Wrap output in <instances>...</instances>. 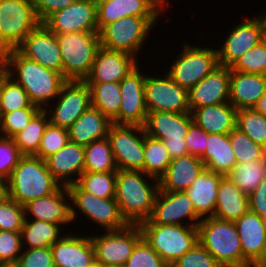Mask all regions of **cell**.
<instances>
[{
  "mask_svg": "<svg viewBox=\"0 0 266 267\" xmlns=\"http://www.w3.org/2000/svg\"><path fill=\"white\" fill-rule=\"evenodd\" d=\"M234 223L243 250V267L252 263L264 264L266 251L265 219L249 210Z\"/></svg>",
  "mask_w": 266,
  "mask_h": 267,
  "instance_id": "obj_23",
  "label": "cell"
},
{
  "mask_svg": "<svg viewBox=\"0 0 266 267\" xmlns=\"http://www.w3.org/2000/svg\"><path fill=\"white\" fill-rule=\"evenodd\" d=\"M193 122L191 112H148L144 129L148 136L162 140L174 159L188 154L184 138Z\"/></svg>",
  "mask_w": 266,
  "mask_h": 267,
  "instance_id": "obj_11",
  "label": "cell"
},
{
  "mask_svg": "<svg viewBox=\"0 0 266 267\" xmlns=\"http://www.w3.org/2000/svg\"><path fill=\"white\" fill-rule=\"evenodd\" d=\"M237 109L230 103L207 105L192 112L193 121L207 133L229 134L236 127Z\"/></svg>",
  "mask_w": 266,
  "mask_h": 267,
  "instance_id": "obj_32",
  "label": "cell"
},
{
  "mask_svg": "<svg viewBox=\"0 0 266 267\" xmlns=\"http://www.w3.org/2000/svg\"><path fill=\"white\" fill-rule=\"evenodd\" d=\"M205 154L200 158L205 169L227 176L237 164L229 134H208Z\"/></svg>",
  "mask_w": 266,
  "mask_h": 267,
  "instance_id": "obj_34",
  "label": "cell"
},
{
  "mask_svg": "<svg viewBox=\"0 0 266 267\" xmlns=\"http://www.w3.org/2000/svg\"><path fill=\"white\" fill-rule=\"evenodd\" d=\"M13 267H55L51 247L23 248Z\"/></svg>",
  "mask_w": 266,
  "mask_h": 267,
  "instance_id": "obj_53",
  "label": "cell"
},
{
  "mask_svg": "<svg viewBox=\"0 0 266 267\" xmlns=\"http://www.w3.org/2000/svg\"><path fill=\"white\" fill-rule=\"evenodd\" d=\"M139 64L133 55L99 47L86 83L120 82Z\"/></svg>",
  "mask_w": 266,
  "mask_h": 267,
  "instance_id": "obj_22",
  "label": "cell"
},
{
  "mask_svg": "<svg viewBox=\"0 0 266 267\" xmlns=\"http://www.w3.org/2000/svg\"><path fill=\"white\" fill-rule=\"evenodd\" d=\"M4 53V51L0 48V56Z\"/></svg>",
  "mask_w": 266,
  "mask_h": 267,
  "instance_id": "obj_66",
  "label": "cell"
},
{
  "mask_svg": "<svg viewBox=\"0 0 266 267\" xmlns=\"http://www.w3.org/2000/svg\"><path fill=\"white\" fill-rule=\"evenodd\" d=\"M266 92V75L230 71L229 102L237 109L253 108Z\"/></svg>",
  "mask_w": 266,
  "mask_h": 267,
  "instance_id": "obj_29",
  "label": "cell"
},
{
  "mask_svg": "<svg viewBox=\"0 0 266 267\" xmlns=\"http://www.w3.org/2000/svg\"><path fill=\"white\" fill-rule=\"evenodd\" d=\"M22 108H39L33 105L23 87L9 75L4 80L0 90L1 114Z\"/></svg>",
  "mask_w": 266,
  "mask_h": 267,
  "instance_id": "obj_43",
  "label": "cell"
},
{
  "mask_svg": "<svg viewBox=\"0 0 266 267\" xmlns=\"http://www.w3.org/2000/svg\"><path fill=\"white\" fill-rule=\"evenodd\" d=\"M138 64L120 82L121 106L112 123L144 127L148 110L145 103L146 74Z\"/></svg>",
  "mask_w": 266,
  "mask_h": 267,
  "instance_id": "obj_15",
  "label": "cell"
},
{
  "mask_svg": "<svg viewBox=\"0 0 266 267\" xmlns=\"http://www.w3.org/2000/svg\"><path fill=\"white\" fill-rule=\"evenodd\" d=\"M45 163L61 186L76 184L84 172V146L69 140L60 150L47 157Z\"/></svg>",
  "mask_w": 266,
  "mask_h": 267,
  "instance_id": "obj_27",
  "label": "cell"
},
{
  "mask_svg": "<svg viewBox=\"0 0 266 267\" xmlns=\"http://www.w3.org/2000/svg\"><path fill=\"white\" fill-rule=\"evenodd\" d=\"M107 267H126L125 264H115V265H110Z\"/></svg>",
  "mask_w": 266,
  "mask_h": 267,
  "instance_id": "obj_62",
  "label": "cell"
},
{
  "mask_svg": "<svg viewBox=\"0 0 266 267\" xmlns=\"http://www.w3.org/2000/svg\"><path fill=\"white\" fill-rule=\"evenodd\" d=\"M248 197L249 210L262 218H266V178Z\"/></svg>",
  "mask_w": 266,
  "mask_h": 267,
  "instance_id": "obj_56",
  "label": "cell"
},
{
  "mask_svg": "<svg viewBox=\"0 0 266 267\" xmlns=\"http://www.w3.org/2000/svg\"><path fill=\"white\" fill-rule=\"evenodd\" d=\"M43 24L55 34L99 32L96 0H75L51 14Z\"/></svg>",
  "mask_w": 266,
  "mask_h": 267,
  "instance_id": "obj_18",
  "label": "cell"
},
{
  "mask_svg": "<svg viewBox=\"0 0 266 267\" xmlns=\"http://www.w3.org/2000/svg\"><path fill=\"white\" fill-rule=\"evenodd\" d=\"M68 141V129L52 125L49 122L41 138L38 153L35 156L45 160L60 150Z\"/></svg>",
  "mask_w": 266,
  "mask_h": 267,
  "instance_id": "obj_48",
  "label": "cell"
},
{
  "mask_svg": "<svg viewBox=\"0 0 266 267\" xmlns=\"http://www.w3.org/2000/svg\"><path fill=\"white\" fill-rule=\"evenodd\" d=\"M197 228L199 243L222 267H243V250L234 222L205 217Z\"/></svg>",
  "mask_w": 266,
  "mask_h": 267,
  "instance_id": "obj_4",
  "label": "cell"
},
{
  "mask_svg": "<svg viewBox=\"0 0 266 267\" xmlns=\"http://www.w3.org/2000/svg\"><path fill=\"white\" fill-rule=\"evenodd\" d=\"M223 175L204 169L185 191L201 217L214 216L218 186Z\"/></svg>",
  "mask_w": 266,
  "mask_h": 267,
  "instance_id": "obj_31",
  "label": "cell"
},
{
  "mask_svg": "<svg viewBox=\"0 0 266 267\" xmlns=\"http://www.w3.org/2000/svg\"><path fill=\"white\" fill-rule=\"evenodd\" d=\"M9 75L7 61L4 53L0 56V90L6 77Z\"/></svg>",
  "mask_w": 266,
  "mask_h": 267,
  "instance_id": "obj_57",
  "label": "cell"
},
{
  "mask_svg": "<svg viewBox=\"0 0 266 267\" xmlns=\"http://www.w3.org/2000/svg\"><path fill=\"white\" fill-rule=\"evenodd\" d=\"M208 134L193 122L184 138L188 154L201 158L206 152Z\"/></svg>",
  "mask_w": 266,
  "mask_h": 267,
  "instance_id": "obj_54",
  "label": "cell"
},
{
  "mask_svg": "<svg viewBox=\"0 0 266 267\" xmlns=\"http://www.w3.org/2000/svg\"><path fill=\"white\" fill-rule=\"evenodd\" d=\"M22 249L21 232L0 230V267L14 266Z\"/></svg>",
  "mask_w": 266,
  "mask_h": 267,
  "instance_id": "obj_49",
  "label": "cell"
},
{
  "mask_svg": "<svg viewBox=\"0 0 266 267\" xmlns=\"http://www.w3.org/2000/svg\"><path fill=\"white\" fill-rule=\"evenodd\" d=\"M36 14L43 23L51 14L64 9L75 0H31Z\"/></svg>",
  "mask_w": 266,
  "mask_h": 267,
  "instance_id": "obj_55",
  "label": "cell"
},
{
  "mask_svg": "<svg viewBox=\"0 0 266 267\" xmlns=\"http://www.w3.org/2000/svg\"><path fill=\"white\" fill-rule=\"evenodd\" d=\"M55 267H88L95 262V251L90 235L64 236L51 246Z\"/></svg>",
  "mask_w": 266,
  "mask_h": 267,
  "instance_id": "obj_26",
  "label": "cell"
},
{
  "mask_svg": "<svg viewBox=\"0 0 266 267\" xmlns=\"http://www.w3.org/2000/svg\"><path fill=\"white\" fill-rule=\"evenodd\" d=\"M249 211V197L244 194L227 176L218 186L215 218L235 222Z\"/></svg>",
  "mask_w": 266,
  "mask_h": 267,
  "instance_id": "obj_33",
  "label": "cell"
},
{
  "mask_svg": "<svg viewBox=\"0 0 266 267\" xmlns=\"http://www.w3.org/2000/svg\"><path fill=\"white\" fill-rule=\"evenodd\" d=\"M264 43H265V45H266V36L264 35V37H263V40H262Z\"/></svg>",
  "mask_w": 266,
  "mask_h": 267,
  "instance_id": "obj_64",
  "label": "cell"
},
{
  "mask_svg": "<svg viewBox=\"0 0 266 267\" xmlns=\"http://www.w3.org/2000/svg\"><path fill=\"white\" fill-rule=\"evenodd\" d=\"M24 214L25 219L42 220L63 227L73 224L68 188L61 186L53 194L30 201L24 205Z\"/></svg>",
  "mask_w": 266,
  "mask_h": 267,
  "instance_id": "obj_25",
  "label": "cell"
},
{
  "mask_svg": "<svg viewBox=\"0 0 266 267\" xmlns=\"http://www.w3.org/2000/svg\"><path fill=\"white\" fill-rule=\"evenodd\" d=\"M126 267H169L159 254L142 238L125 263Z\"/></svg>",
  "mask_w": 266,
  "mask_h": 267,
  "instance_id": "obj_50",
  "label": "cell"
},
{
  "mask_svg": "<svg viewBox=\"0 0 266 267\" xmlns=\"http://www.w3.org/2000/svg\"><path fill=\"white\" fill-rule=\"evenodd\" d=\"M169 267H222L216 259L198 242L192 249Z\"/></svg>",
  "mask_w": 266,
  "mask_h": 267,
  "instance_id": "obj_51",
  "label": "cell"
},
{
  "mask_svg": "<svg viewBox=\"0 0 266 267\" xmlns=\"http://www.w3.org/2000/svg\"><path fill=\"white\" fill-rule=\"evenodd\" d=\"M25 219L24 206L10 197L0 199V230L21 232Z\"/></svg>",
  "mask_w": 266,
  "mask_h": 267,
  "instance_id": "obj_46",
  "label": "cell"
},
{
  "mask_svg": "<svg viewBox=\"0 0 266 267\" xmlns=\"http://www.w3.org/2000/svg\"><path fill=\"white\" fill-rule=\"evenodd\" d=\"M56 99L45 109L49 122L68 129L91 106V91L85 81L67 80Z\"/></svg>",
  "mask_w": 266,
  "mask_h": 267,
  "instance_id": "obj_14",
  "label": "cell"
},
{
  "mask_svg": "<svg viewBox=\"0 0 266 267\" xmlns=\"http://www.w3.org/2000/svg\"><path fill=\"white\" fill-rule=\"evenodd\" d=\"M60 187L45 160L35 155H23L8 179V197L24 206L32 200L53 194Z\"/></svg>",
  "mask_w": 266,
  "mask_h": 267,
  "instance_id": "obj_3",
  "label": "cell"
},
{
  "mask_svg": "<svg viewBox=\"0 0 266 267\" xmlns=\"http://www.w3.org/2000/svg\"><path fill=\"white\" fill-rule=\"evenodd\" d=\"M88 267H102V266L95 261L92 265H90Z\"/></svg>",
  "mask_w": 266,
  "mask_h": 267,
  "instance_id": "obj_63",
  "label": "cell"
},
{
  "mask_svg": "<svg viewBox=\"0 0 266 267\" xmlns=\"http://www.w3.org/2000/svg\"><path fill=\"white\" fill-rule=\"evenodd\" d=\"M91 91V106L100 110L111 121L121 106L119 82L87 83Z\"/></svg>",
  "mask_w": 266,
  "mask_h": 267,
  "instance_id": "obj_37",
  "label": "cell"
},
{
  "mask_svg": "<svg viewBox=\"0 0 266 267\" xmlns=\"http://www.w3.org/2000/svg\"><path fill=\"white\" fill-rule=\"evenodd\" d=\"M112 121L97 108L90 106L69 128V140L86 146L107 137Z\"/></svg>",
  "mask_w": 266,
  "mask_h": 267,
  "instance_id": "obj_30",
  "label": "cell"
},
{
  "mask_svg": "<svg viewBox=\"0 0 266 267\" xmlns=\"http://www.w3.org/2000/svg\"><path fill=\"white\" fill-rule=\"evenodd\" d=\"M77 184L99 198H115L116 172H83Z\"/></svg>",
  "mask_w": 266,
  "mask_h": 267,
  "instance_id": "obj_42",
  "label": "cell"
},
{
  "mask_svg": "<svg viewBox=\"0 0 266 267\" xmlns=\"http://www.w3.org/2000/svg\"><path fill=\"white\" fill-rule=\"evenodd\" d=\"M63 234L62 225L36 219H24L21 230L22 248L26 246L27 249L51 247L64 236Z\"/></svg>",
  "mask_w": 266,
  "mask_h": 267,
  "instance_id": "obj_35",
  "label": "cell"
},
{
  "mask_svg": "<svg viewBox=\"0 0 266 267\" xmlns=\"http://www.w3.org/2000/svg\"><path fill=\"white\" fill-rule=\"evenodd\" d=\"M66 80L84 81L100 47L99 32L56 34Z\"/></svg>",
  "mask_w": 266,
  "mask_h": 267,
  "instance_id": "obj_7",
  "label": "cell"
},
{
  "mask_svg": "<svg viewBox=\"0 0 266 267\" xmlns=\"http://www.w3.org/2000/svg\"><path fill=\"white\" fill-rule=\"evenodd\" d=\"M67 188L71 198L72 222H76L75 219L79 216L77 214L80 213L83 217L90 219L91 223L99 225L102 232L103 230H120L128 225L120 213L115 198H99L84 191L77 183Z\"/></svg>",
  "mask_w": 266,
  "mask_h": 267,
  "instance_id": "obj_10",
  "label": "cell"
},
{
  "mask_svg": "<svg viewBox=\"0 0 266 267\" xmlns=\"http://www.w3.org/2000/svg\"><path fill=\"white\" fill-rule=\"evenodd\" d=\"M229 140L237 162L266 159V149L256 144L238 128L235 127L229 133Z\"/></svg>",
  "mask_w": 266,
  "mask_h": 267,
  "instance_id": "obj_44",
  "label": "cell"
},
{
  "mask_svg": "<svg viewBox=\"0 0 266 267\" xmlns=\"http://www.w3.org/2000/svg\"><path fill=\"white\" fill-rule=\"evenodd\" d=\"M264 264H266V251H265V256H264Z\"/></svg>",
  "mask_w": 266,
  "mask_h": 267,
  "instance_id": "obj_65",
  "label": "cell"
},
{
  "mask_svg": "<svg viewBox=\"0 0 266 267\" xmlns=\"http://www.w3.org/2000/svg\"><path fill=\"white\" fill-rule=\"evenodd\" d=\"M16 49L26 58L63 74V61L56 34L43 23L34 29Z\"/></svg>",
  "mask_w": 266,
  "mask_h": 267,
  "instance_id": "obj_20",
  "label": "cell"
},
{
  "mask_svg": "<svg viewBox=\"0 0 266 267\" xmlns=\"http://www.w3.org/2000/svg\"><path fill=\"white\" fill-rule=\"evenodd\" d=\"M230 67L219 65L188 91L190 112L196 108L229 102Z\"/></svg>",
  "mask_w": 266,
  "mask_h": 267,
  "instance_id": "obj_24",
  "label": "cell"
},
{
  "mask_svg": "<svg viewBox=\"0 0 266 267\" xmlns=\"http://www.w3.org/2000/svg\"><path fill=\"white\" fill-rule=\"evenodd\" d=\"M117 170L107 137L84 146V172H117Z\"/></svg>",
  "mask_w": 266,
  "mask_h": 267,
  "instance_id": "obj_38",
  "label": "cell"
},
{
  "mask_svg": "<svg viewBox=\"0 0 266 267\" xmlns=\"http://www.w3.org/2000/svg\"><path fill=\"white\" fill-rule=\"evenodd\" d=\"M256 111L266 116V92L253 107Z\"/></svg>",
  "mask_w": 266,
  "mask_h": 267,
  "instance_id": "obj_58",
  "label": "cell"
},
{
  "mask_svg": "<svg viewBox=\"0 0 266 267\" xmlns=\"http://www.w3.org/2000/svg\"><path fill=\"white\" fill-rule=\"evenodd\" d=\"M97 25H105L127 16H161L169 7L167 0H96Z\"/></svg>",
  "mask_w": 266,
  "mask_h": 267,
  "instance_id": "obj_21",
  "label": "cell"
},
{
  "mask_svg": "<svg viewBox=\"0 0 266 267\" xmlns=\"http://www.w3.org/2000/svg\"><path fill=\"white\" fill-rule=\"evenodd\" d=\"M49 123V115L45 109H40L28 125L17 133L13 139L22 155H36L44 130Z\"/></svg>",
  "mask_w": 266,
  "mask_h": 267,
  "instance_id": "obj_39",
  "label": "cell"
},
{
  "mask_svg": "<svg viewBox=\"0 0 266 267\" xmlns=\"http://www.w3.org/2000/svg\"><path fill=\"white\" fill-rule=\"evenodd\" d=\"M159 189V180L143 171L117 170L115 200L128 224H140L150 218Z\"/></svg>",
  "mask_w": 266,
  "mask_h": 267,
  "instance_id": "obj_2",
  "label": "cell"
},
{
  "mask_svg": "<svg viewBox=\"0 0 266 267\" xmlns=\"http://www.w3.org/2000/svg\"><path fill=\"white\" fill-rule=\"evenodd\" d=\"M227 177L249 196L266 178V159L237 162Z\"/></svg>",
  "mask_w": 266,
  "mask_h": 267,
  "instance_id": "obj_36",
  "label": "cell"
},
{
  "mask_svg": "<svg viewBox=\"0 0 266 267\" xmlns=\"http://www.w3.org/2000/svg\"><path fill=\"white\" fill-rule=\"evenodd\" d=\"M155 76L146 74L144 83L148 112H190L188 91L174 82L167 73L162 77Z\"/></svg>",
  "mask_w": 266,
  "mask_h": 267,
  "instance_id": "obj_16",
  "label": "cell"
},
{
  "mask_svg": "<svg viewBox=\"0 0 266 267\" xmlns=\"http://www.w3.org/2000/svg\"><path fill=\"white\" fill-rule=\"evenodd\" d=\"M139 225L143 238L168 266L199 242L197 226L154 224L149 219Z\"/></svg>",
  "mask_w": 266,
  "mask_h": 267,
  "instance_id": "obj_5",
  "label": "cell"
},
{
  "mask_svg": "<svg viewBox=\"0 0 266 267\" xmlns=\"http://www.w3.org/2000/svg\"><path fill=\"white\" fill-rule=\"evenodd\" d=\"M41 24L31 0H0V48L16 49Z\"/></svg>",
  "mask_w": 266,
  "mask_h": 267,
  "instance_id": "obj_9",
  "label": "cell"
},
{
  "mask_svg": "<svg viewBox=\"0 0 266 267\" xmlns=\"http://www.w3.org/2000/svg\"><path fill=\"white\" fill-rule=\"evenodd\" d=\"M8 196V179L0 175V199Z\"/></svg>",
  "mask_w": 266,
  "mask_h": 267,
  "instance_id": "obj_59",
  "label": "cell"
},
{
  "mask_svg": "<svg viewBox=\"0 0 266 267\" xmlns=\"http://www.w3.org/2000/svg\"><path fill=\"white\" fill-rule=\"evenodd\" d=\"M230 71L266 75V45L261 41L246 51L231 66Z\"/></svg>",
  "mask_w": 266,
  "mask_h": 267,
  "instance_id": "obj_45",
  "label": "cell"
},
{
  "mask_svg": "<svg viewBox=\"0 0 266 267\" xmlns=\"http://www.w3.org/2000/svg\"><path fill=\"white\" fill-rule=\"evenodd\" d=\"M95 261L102 267L125 264L136 244L143 238L139 224H128L120 230L105 231L91 235Z\"/></svg>",
  "mask_w": 266,
  "mask_h": 267,
  "instance_id": "obj_12",
  "label": "cell"
},
{
  "mask_svg": "<svg viewBox=\"0 0 266 267\" xmlns=\"http://www.w3.org/2000/svg\"><path fill=\"white\" fill-rule=\"evenodd\" d=\"M22 156L13 138L0 135V175L9 179Z\"/></svg>",
  "mask_w": 266,
  "mask_h": 267,
  "instance_id": "obj_52",
  "label": "cell"
},
{
  "mask_svg": "<svg viewBox=\"0 0 266 267\" xmlns=\"http://www.w3.org/2000/svg\"><path fill=\"white\" fill-rule=\"evenodd\" d=\"M160 16H127L105 25L99 31L100 46L123 51L138 59L150 31Z\"/></svg>",
  "mask_w": 266,
  "mask_h": 267,
  "instance_id": "obj_6",
  "label": "cell"
},
{
  "mask_svg": "<svg viewBox=\"0 0 266 267\" xmlns=\"http://www.w3.org/2000/svg\"><path fill=\"white\" fill-rule=\"evenodd\" d=\"M260 15V17L262 18V20H263V23H264V34H265V36H266V11L265 12H261V14H259Z\"/></svg>",
  "mask_w": 266,
  "mask_h": 267,
  "instance_id": "obj_60",
  "label": "cell"
},
{
  "mask_svg": "<svg viewBox=\"0 0 266 267\" xmlns=\"http://www.w3.org/2000/svg\"><path fill=\"white\" fill-rule=\"evenodd\" d=\"M247 267H266V264L252 263V264H249Z\"/></svg>",
  "mask_w": 266,
  "mask_h": 267,
  "instance_id": "obj_61",
  "label": "cell"
},
{
  "mask_svg": "<svg viewBox=\"0 0 266 267\" xmlns=\"http://www.w3.org/2000/svg\"><path fill=\"white\" fill-rule=\"evenodd\" d=\"M40 108H22L1 116L0 135L13 138L17 133L25 129L33 116Z\"/></svg>",
  "mask_w": 266,
  "mask_h": 267,
  "instance_id": "obj_47",
  "label": "cell"
},
{
  "mask_svg": "<svg viewBox=\"0 0 266 267\" xmlns=\"http://www.w3.org/2000/svg\"><path fill=\"white\" fill-rule=\"evenodd\" d=\"M4 55L9 76L23 87L31 103L40 109L52 104L67 81L63 74L26 58L17 49L6 50Z\"/></svg>",
  "mask_w": 266,
  "mask_h": 267,
  "instance_id": "obj_1",
  "label": "cell"
},
{
  "mask_svg": "<svg viewBox=\"0 0 266 267\" xmlns=\"http://www.w3.org/2000/svg\"><path fill=\"white\" fill-rule=\"evenodd\" d=\"M236 128L266 149V116L254 108L239 109L236 113Z\"/></svg>",
  "mask_w": 266,
  "mask_h": 267,
  "instance_id": "obj_41",
  "label": "cell"
},
{
  "mask_svg": "<svg viewBox=\"0 0 266 267\" xmlns=\"http://www.w3.org/2000/svg\"><path fill=\"white\" fill-rule=\"evenodd\" d=\"M180 54L174 58L167 74L178 85L189 91L206 75L219 66L217 50L209 46H194L183 43Z\"/></svg>",
  "mask_w": 266,
  "mask_h": 267,
  "instance_id": "obj_8",
  "label": "cell"
},
{
  "mask_svg": "<svg viewBox=\"0 0 266 267\" xmlns=\"http://www.w3.org/2000/svg\"><path fill=\"white\" fill-rule=\"evenodd\" d=\"M149 220L154 224L186 223L188 226H198L202 218L196 213L193 202L185 191L159 190Z\"/></svg>",
  "mask_w": 266,
  "mask_h": 267,
  "instance_id": "obj_19",
  "label": "cell"
},
{
  "mask_svg": "<svg viewBox=\"0 0 266 267\" xmlns=\"http://www.w3.org/2000/svg\"><path fill=\"white\" fill-rule=\"evenodd\" d=\"M171 158L162 140L150 137L145 132L143 172L160 179L169 167Z\"/></svg>",
  "mask_w": 266,
  "mask_h": 267,
  "instance_id": "obj_40",
  "label": "cell"
},
{
  "mask_svg": "<svg viewBox=\"0 0 266 267\" xmlns=\"http://www.w3.org/2000/svg\"><path fill=\"white\" fill-rule=\"evenodd\" d=\"M107 138L109 139L118 169L143 171L144 127L112 123Z\"/></svg>",
  "mask_w": 266,
  "mask_h": 267,
  "instance_id": "obj_13",
  "label": "cell"
},
{
  "mask_svg": "<svg viewBox=\"0 0 266 267\" xmlns=\"http://www.w3.org/2000/svg\"><path fill=\"white\" fill-rule=\"evenodd\" d=\"M204 169L203 161L191 154L171 159L167 171L159 179V190L186 191Z\"/></svg>",
  "mask_w": 266,
  "mask_h": 267,
  "instance_id": "obj_28",
  "label": "cell"
},
{
  "mask_svg": "<svg viewBox=\"0 0 266 267\" xmlns=\"http://www.w3.org/2000/svg\"><path fill=\"white\" fill-rule=\"evenodd\" d=\"M220 48H216L218 62L221 66L230 67L246 51L258 45L264 37V23L260 15L252 19L243 18L234 24Z\"/></svg>",
  "mask_w": 266,
  "mask_h": 267,
  "instance_id": "obj_17",
  "label": "cell"
}]
</instances>
